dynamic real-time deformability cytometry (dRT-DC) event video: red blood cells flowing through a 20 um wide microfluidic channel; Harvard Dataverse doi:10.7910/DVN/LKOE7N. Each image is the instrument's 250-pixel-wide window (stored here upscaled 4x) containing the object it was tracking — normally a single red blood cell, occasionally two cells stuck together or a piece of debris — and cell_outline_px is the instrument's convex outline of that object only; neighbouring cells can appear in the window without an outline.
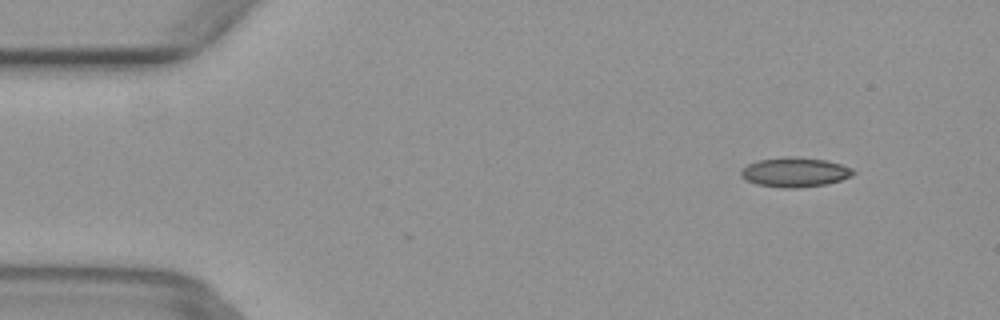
{"species": "common noctule bat (a hibernating species)", "species_latin": "Nyctalus noctula", "temperature_condition": "warm", "stored_images_in_passage": 8, "camera_frame_rate_fps": 3000, "um_per_image_px": 0.085, "animal": {"sex": "female", "body_mass_g": 29.2, "forearm_length_mm": 56.3}, "frame": {"image": 1, "passage_image": 5, "time_ms": 1.333, "image_size_px": [1000, 320], "cell_outline_px": [[856, 172], [852, 176], [840, 180], [824, 184], [796, 188], [784, 188], [756, 184], [740, 176], [740, 172], [748, 164], [756, 160], [788, 156], [824, 160], [840, 164], [852, 168]], "centroid_in_image_um": [67.55, 14.63], "position_along_channel_um": 17.4, "area_um2": 19.13}}